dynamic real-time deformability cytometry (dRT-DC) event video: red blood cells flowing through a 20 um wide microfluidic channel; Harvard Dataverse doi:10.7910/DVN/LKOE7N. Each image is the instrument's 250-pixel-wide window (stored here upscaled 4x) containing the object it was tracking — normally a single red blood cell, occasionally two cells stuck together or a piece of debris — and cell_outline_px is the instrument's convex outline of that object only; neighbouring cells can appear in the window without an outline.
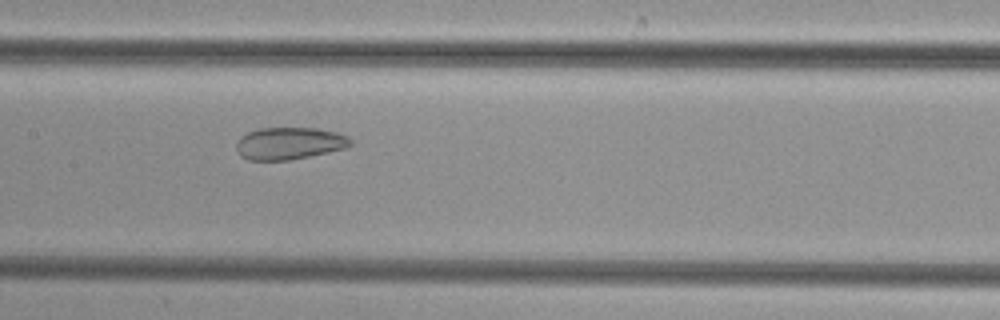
{"species": "common noctule bat (a hibernating species)", "species_latin": "Nyctalus noctula", "temperature_condition": "cold", "stored_images_in_passage": 37, "camera_frame_rate_fps": 3000, "um_per_image_px": 0.085, "animal": {"sex": "female", "body_mass_g": 29.2, "forearm_length_mm": 56.3}, "frame": {"image": 1, "passage_image": 12, "time_ms": 3.667, "image_size_px": [1000, 320], "cell_outline_px": [[352, 144], [348, 148], [288, 160], [248, 160], [240, 156], [236, 152], [236, 140], [240, 136], [248, 132], [260, 128], [316, 128], [336, 132], [348, 136], [352, 140]], "centroid_in_image_um": [24.57, 12.18], "position_along_channel_um": 182.8, "area_um2": 21.62}}
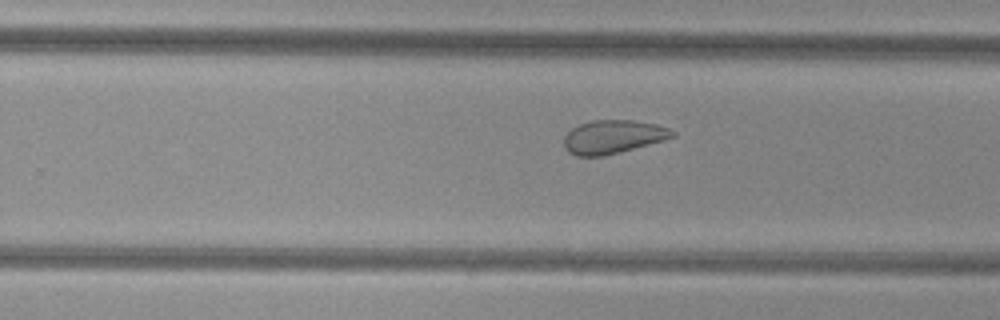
{"frame": {"image": 2, "passage_image": 19, "time_ms": 6.0, "image_size_px": [1000, 320], "cell_outline_px": [[676, 136], [664, 140], [620, 152], [604, 156], [576, 156], [568, 152], [564, 148], [564, 136], [572, 128], [580, 124], [592, 120], [632, 120], [656, 124], [668, 128], [676, 132]], "centroid_in_image_um": [52.1, 11.63], "position_along_channel_um": 277.7, "area_um2": 21.21}}
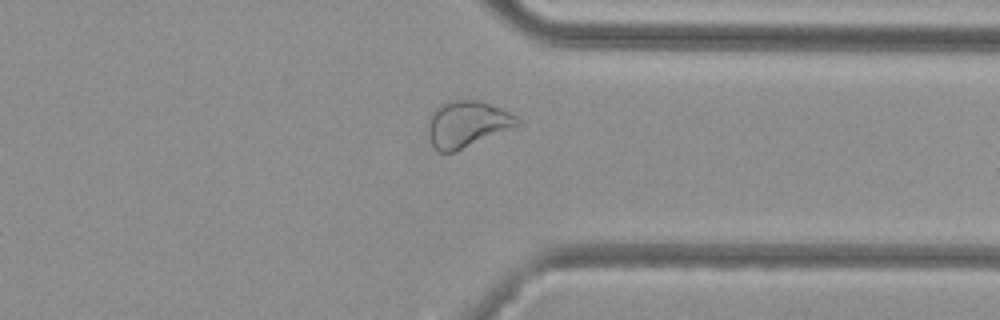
{"frame": {"image": 3, "passage_image": 26, "time_ms": 8.333, "image_size_px": [1000, 320], "cell_outline_px": [[520, 124], [456, 152], [436, 152], [428, 140], [424, 132], [432, 112], [440, 104], [452, 100], [480, 100], [500, 108], [516, 116], [520, 120]], "centroid_in_image_um": [39.61, 10.56], "position_along_channel_um": 371.8, "area_um2": 24.39}}